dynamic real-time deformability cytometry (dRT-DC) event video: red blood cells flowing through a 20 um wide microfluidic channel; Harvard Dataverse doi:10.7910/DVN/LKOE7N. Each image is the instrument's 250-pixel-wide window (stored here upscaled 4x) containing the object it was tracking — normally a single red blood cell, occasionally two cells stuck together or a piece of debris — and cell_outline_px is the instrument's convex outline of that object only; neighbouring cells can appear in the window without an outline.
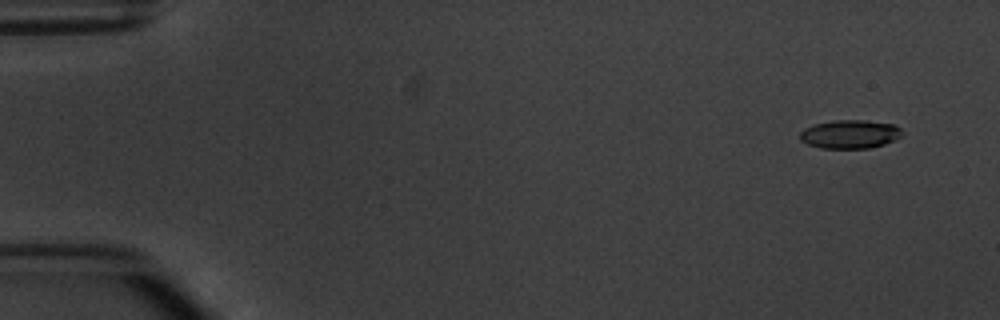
{"species": "common noctule bat (a hibernating species)", "species_latin": "Nyctalus noctula", "temperature_condition": "warm", "stored_images_in_passage": 3, "camera_frame_rate_fps": 3000, "um_per_image_px": 0.085, "animal": {"sex": "male", "body_mass_g": 20.1, "forearm_length_mm": 53.5}, "frame": {"image": 1, "passage_image": 1, "time_ms": 0.0, "image_size_px": [1000, 320], "cell_outline_px": [[900, 136], [896, 140], [884, 144], [868, 148], [820, 148], [808, 144], [800, 140], [800, 132], [804, 128], [816, 124], [836, 120], [864, 120], [892, 124], [900, 128]], "centroid_in_image_um": [72.22, 11.41], "position_along_channel_um": 12.8, "area_um2": 16.82}}